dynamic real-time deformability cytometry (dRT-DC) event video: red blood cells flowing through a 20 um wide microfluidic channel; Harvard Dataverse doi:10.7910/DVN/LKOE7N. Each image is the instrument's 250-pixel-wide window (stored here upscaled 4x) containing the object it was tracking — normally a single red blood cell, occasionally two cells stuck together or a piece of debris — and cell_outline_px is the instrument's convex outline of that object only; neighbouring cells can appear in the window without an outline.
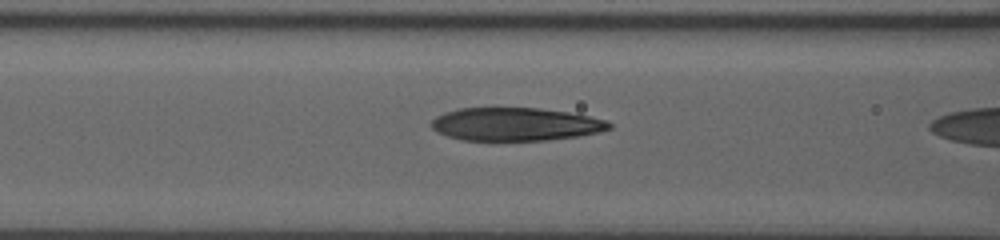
{"species": "human", "species_latin": "Homo sapiens", "temperature_condition": "room temperature", "stored_images_in_passage": 9, "camera_frame_rate_fps": 3000, "um_per_image_px": 0.085, "donor": {"sex": "male"}, "frame": {"image": 1, "passage_image": 6, "time_ms": 1.333, "image_size_px": [1000, 240], "cell_outline_px": [[612, 128], [600, 132], [576, 136], [548, 140], [464, 140], [448, 136], [436, 132], [428, 124], [436, 116], [444, 112], [456, 108], [540, 108], [568, 112], [608, 120], [612, 124]], "centroid_in_image_um": [43.8, 10.55], "position_along_channel_um": 122.8, "area_um2": 34.45}}